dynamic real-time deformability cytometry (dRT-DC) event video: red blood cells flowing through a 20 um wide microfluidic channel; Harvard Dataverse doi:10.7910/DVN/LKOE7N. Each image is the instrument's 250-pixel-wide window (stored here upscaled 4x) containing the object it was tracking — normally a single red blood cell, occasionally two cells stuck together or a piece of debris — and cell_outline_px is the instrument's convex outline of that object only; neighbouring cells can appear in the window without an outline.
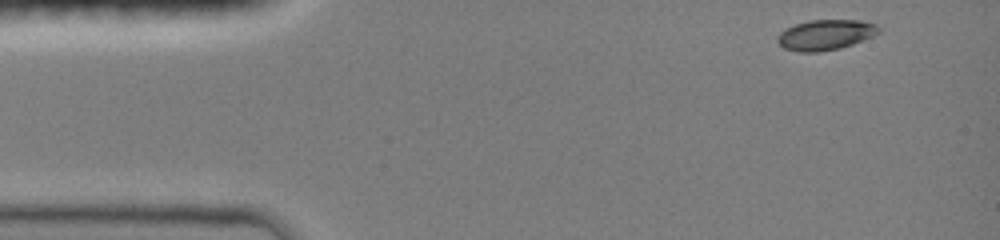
{"species": "common noctule bat (a hibernating species)", "species_latin": "Nyctalus noctula", "temperature_condition": "room temperature", "stored_images_in_passage": 9, "camera_frame_rate_fps": 3000, "um_per_image_px": 0.085, "animal": {"sex": "female", "body_mass_g": 19.0, "forearm_length_mm": 51.5}, "frame": {"image": 1, "passage_image": 1, "time_ms": 0.0, "image_size_px": [1000, 240], "cell_outline_px": [[880, 32], [872, 36], [852, 44], [840, 48], [816, 52], [800, 52], [784, 48], [776, 40], [776, 36], [784, 28], [808, 20], [860, 20], [876, 24], [880, 28]], "centroid_in_image_um": [70.14, 2.95], "position_along_channel_um": 14.9, "area_um2": 17.92}}
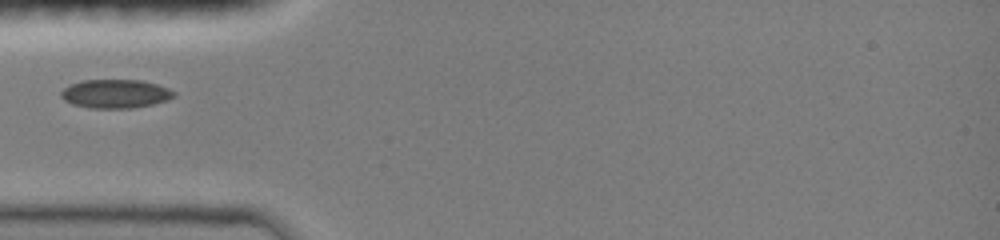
{"frame": {"image": 2, "passage_image": 7, "time_ms": 3.667, "image_size_px": [1000, 240], "cell_outline_px": [[176, 96], [168, 100], [152, 104], [132, 108], [88, 108], [72, 104], [64, 100], [60, 96], [60, 92], [68, 84], [84, 80], [140, 80], [156, 84], [168, 88], [176, 92]], "centroid_in_image_um": [9.8, 7.97], "position_along_channel_um": 75.2, "area_um2": 19.02}}
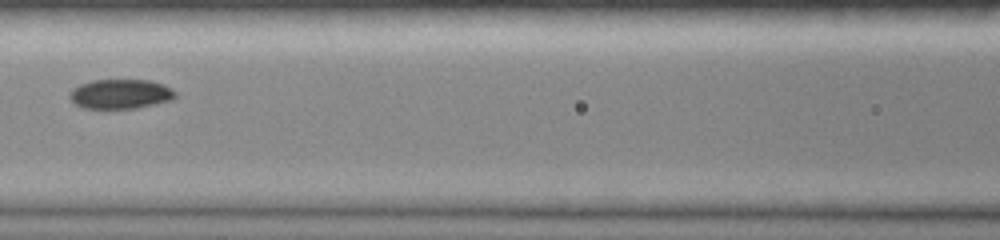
{"frame": {"image": 3, "passage_image": 9, "time_ms": 5.667, "image_size_px": [1000, 240], "cell_outline_px": [[176, 96], [172, 100], [136, 108], [80, 108], [72, 104], [68, 96], [72, 88], [80, 84], [92, 80], [148, 80], [164, 84], [172, 88], [176, 92]], "centroid_in_image_um": [10.2, 7.99], "position_along_channel_um": 156.4, "area_um2": 18.44}}